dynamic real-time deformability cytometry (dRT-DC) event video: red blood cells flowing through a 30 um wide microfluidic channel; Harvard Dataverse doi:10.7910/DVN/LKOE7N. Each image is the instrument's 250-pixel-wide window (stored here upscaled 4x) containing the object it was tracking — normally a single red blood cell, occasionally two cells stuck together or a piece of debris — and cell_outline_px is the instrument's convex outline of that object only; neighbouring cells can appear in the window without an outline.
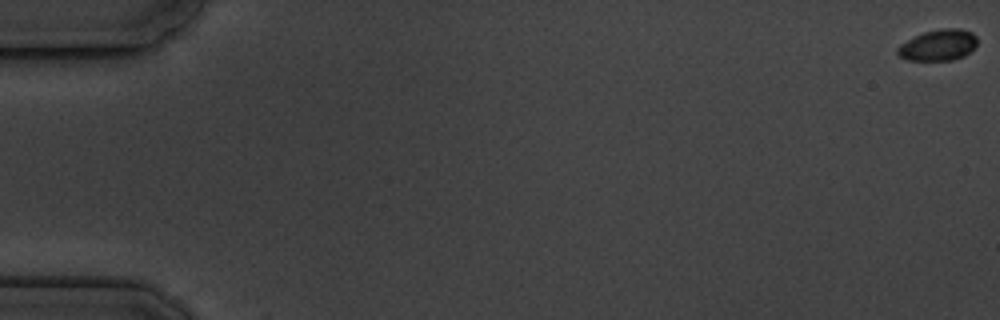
{"species": "common noctule bat (a hibernating species)", "species_latin": "Nyctalus noctula", "temperature_condition": "cold", "stored_images_in_passage": 4, "camera_frame_rate_fps": 3000, "um_per_image_px": 0.085, "animal": {"sex": "male", "body_mass_g": 19.5, "forearm_length_mm": 54.6}, "frame": {"image": 1, "passage_image": 1, "time_ms": 0.0, "image_size_px": [1000, 320], "cell_outline_px": [[976, 44], [964, 56], [952, 60], [908, 60], [900, 56], [896, 52], [896, 48], [900, 44], [924, 32], [940, 28], [960, 28], [972, 32], [976, 36]], "centroid_in_image_um": [79.74, 3.83], "position_along_channel_um": 5.3, "area_um2": 14.33}}